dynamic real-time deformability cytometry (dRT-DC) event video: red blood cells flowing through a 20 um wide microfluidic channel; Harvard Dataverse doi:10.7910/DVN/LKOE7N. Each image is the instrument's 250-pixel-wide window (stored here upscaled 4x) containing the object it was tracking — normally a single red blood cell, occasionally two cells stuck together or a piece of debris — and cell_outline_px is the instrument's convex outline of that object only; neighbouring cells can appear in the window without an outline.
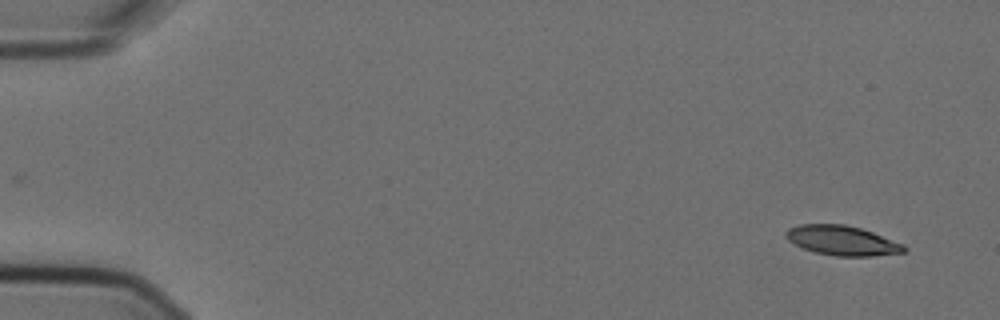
{"species": "Egyptian fruit bat (a non-hibernating species)", "species_latin": "Rousettus aegyptiacus", "temperature_condition": "cold", "stored_images_in_passage": 2, "camera_frame_rate_fps": 3000, "um_per_image_px": 0.085, "animal": {"sex": "female"}, "frame": {"image": 1, "passage_image": 2, "time_ms": 0.333, "image_size_px": [1000, 320], "cell_outline_px": [[908, 252], [872, 256], [836, 256], [816, 252], [804, 248], [788, 240], [784, 236], [784, 232], [788, 228], [800, 224], [844, 224], [860, 228], [872, 232], [904, 244], [908, 248]], "centroid_in_image_um": [71.61, 20.44], "position_along_channel_um": 13.4, "area_um2": 20.46}}